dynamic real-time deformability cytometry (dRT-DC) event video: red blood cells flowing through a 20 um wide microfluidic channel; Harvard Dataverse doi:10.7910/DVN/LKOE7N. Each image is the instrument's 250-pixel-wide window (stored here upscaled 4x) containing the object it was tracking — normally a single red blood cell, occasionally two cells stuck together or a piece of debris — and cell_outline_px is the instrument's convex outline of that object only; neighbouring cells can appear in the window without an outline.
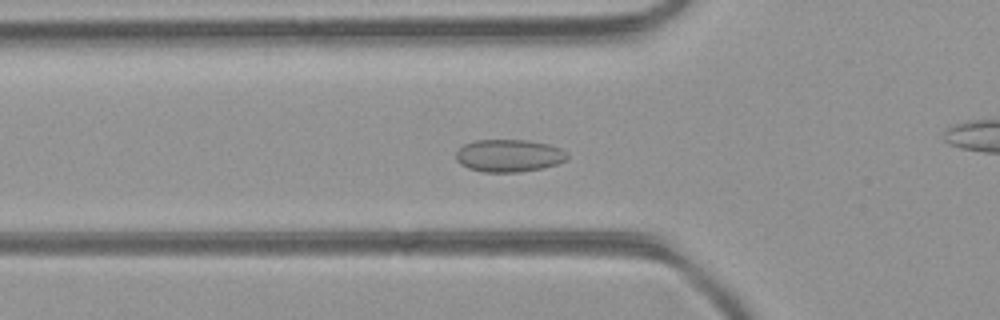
{"species": "common noctule bat (a hibernating species)", "species_latin": "Nyctalus noctula", "temperature_condition": "room temperature", "stored_images_in_passage": 40, "camera_frame_rate_fps": 3000, "um_per_image_px": 0.085, "animal": {"sex": "female", "body_mass_g": 21.9}, "frame": {"image": 1, "passage_image": 8, "time_ms": 2.333, "image_size_px": [1000, 320], "cell_outline_px": [[568, 160], [544, 168], [520, 172], [484, 172], [468, 168], [460, 164], [456, 160], [456, 152], [464, 144], [476, 140], [528, 140], [548, 144], [560, 148], [568, 152]], "centroid_in_image_um": [43.28, 13.23], "position_along_channel_um": 82.5, "area_um2": 21.27}}
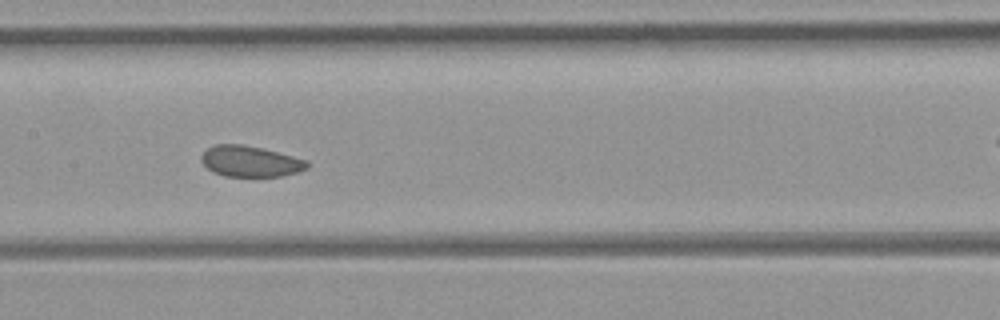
{"frame": {"image": 2, "passage_image": 15, "time_ms": 4.667, "image_size_px": [1000, 320], "cell_outline_px": [[312, 164], [308, 168], [300, 172], [280, 176], [224, 176], [212, 172], [200, 160], [200, 156], [208, 148], [216, 144], [240, 144], [260, 148], [308, 160]], "centroid_in_image_um": [21.3, 13.72], "position_along_channel_um": 186.1, "area_um2": 19.07}}
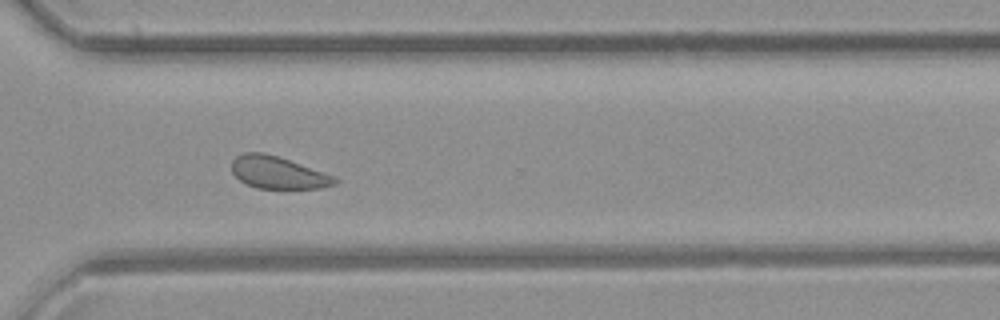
{"frame": {"image": 3, "passage_image": 26, "time_ms": 8.333, "image_size_px": [1000, 320], "cell_outline_px": [[340, 180], [336, 184], [320, 188], [256, 188], [240, 180], [232, 172], [232, 160], [236, 156], [244, 152], [264, 152], [336, 176]], "centroid_in_image_um": [23.64, 14.67], "position_along_channel_um": 347.0, "area_um2": 19.25}}